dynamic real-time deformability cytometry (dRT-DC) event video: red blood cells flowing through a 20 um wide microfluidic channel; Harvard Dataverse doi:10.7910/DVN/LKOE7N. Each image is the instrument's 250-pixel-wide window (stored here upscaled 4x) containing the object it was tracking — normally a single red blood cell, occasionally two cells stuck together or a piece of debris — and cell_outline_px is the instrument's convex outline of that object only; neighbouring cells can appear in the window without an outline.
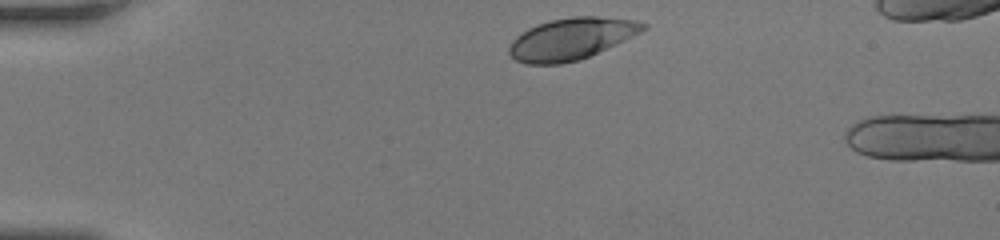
{"species": "human", "species_latin": "Homo sapiens", "temperature_condition": "room temperature", "stored_images_in_passage": 7, "camera_frame_rate_fps": 3000, "um_per_image_px": 0.085, "donor": {"sex": "female"}, "frame": {"image": 1, "passage_image": 1, "time_ms": 0.0, "image_size_px": [1000, 240], "cell_outline_px": [[648, 28], [616, 44], [580, 60], [560, 64], [524, 64], [516, 60], [508, 52], [508, 48], [512, 40], [516, 36], [528, 28], [536, 24], [552, 20], [572, 16], [596, 16], [636, 20], [648, 24]], "centroid_in_image_um": [48.55, 3.3], "position_along_channel_um": 36.5, "area_um2": 32.6}}